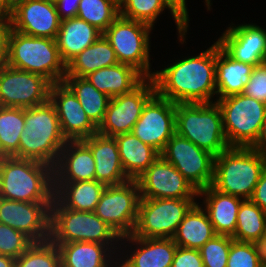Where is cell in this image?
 I'll list each match as a JSON object with an SVG mask.
<instances>
[{
    "instance_id": "7dc6e473",
    "label": "cell",
    "mask_w": 266,
    "mask_h": 267,
    "mask_svg": "<svg viewBox=\"0 0 266 267\" xmlns=\"http://www.w3.org/2000/svg\"><path fill=\"white\" fill-rule=\"evenodd\" d=\"M259 264L262 267H266V235L258 237L257 239L250 242Z\"/></svg>"
},
{
    "instance_id": "7402d4cb",
    "label": "cell",
    "mask_w": 266,
    "mask_h": 267,
    "mask_svg": "<svg viewBox=\"0 0 266 267\" xmlns=\"http://www.w3.org/2000/svg\"><path fill=\"white\" fill-rule=\"evenodd\" d=\"M54 182L95 180V160L82 140H68L53 168Z\"/></svg>"
},
{
    "instance_id": "6da1fadb",
    "label": "cell",
    "mask_w": 266,
    "mask_h": 267,
    "mask_svg": "<svg viewBox=\"0 0 266 267\" xmlns=\"http://www.w3.org/2000/svg\"><path fill=\"white\" fill-rule=\"evenodd\" d=\"M216 42L197 56H187L154 71L156 93L179 103H212L216 96Z\"/></svg>"
},
{
    "instance_id": "8992f818",
    "label": "cell",
    "mask_w": 266,
    "mask_h": 267,
    "mask_svg": "<svg viewBox=\"0 0 266 267\" xmlns=\"http://www.w3.org/2000/svg\"><path fill=\"white\" fill-rule=\"evenodd\" d=\"M7 65L42 75L52 84L63 82L66 75V64L55 39L34 37L13 29L9 36Z\"/></svg>"
},
{
    "instance_id": "5b68a950",
    "label": "cell",
    "mask_w": 266,
    "mask_h": 267,
    "mask_svg": "<svg viewBox=\"0 0 266 267\" xmlns=\"http://www.w3.org/2000/svg\"><path fill=\"white\" fill-rule=\"evenodd\" d=\"M49 239L53 243L83 241L104 244L114 249L116 255L120 251L121 238L94 212L65 208L55 197L50 207Z\"/></svg>"
},
{
    "instance_id": "e575fe53",
    "label": "cell",
    "mask_w": 266,
    "mask_h": 267,
    "mask_svg": "<svg viewBox=\"0 0 266 267\" xmlns=\"http://www.w3.org/2000/svg\"><path fill=\"white\" fill-rule=\"evenodd\" d=\"M25 124V108L0 106V157H13Z\"/></svg>"
},
{
    "instance_id": "60d3db41",
    "label": "cell",
    "mask_w": 266,
    "mask_h": 267,
    "mask_svg": "<svg viewBox=\"0 0 266 267\" xmlns=\"http://www.w3.org/2000/svg\"><path fill=\"white\" fill-rule=\"evenodd\" d=\"M227 267H262L250 242L232 240Z\"/></svg>"
},
{
    "instance_id": "cb8c5ba5",
    "label": "cell",
    "mask_w": 266,
    "mask_h": 267,
    "mask_svg": "<svg viewBox=\"0 0 266 267\" xmlns=\"http://www.w3.org/2000/svg\"><path fill=\"white\" fill-rule=\"evenodd\" d=\"M200 197V198H199ZM216 235L233 236L237 225V214L243 198L221 193L211 185L198 191Z\"/></svg>"
},
{
    "instance_id": "d6986e66",
    "label": "cell",
    "mask_w": 266,
    "mask_h": 267,
    "mask_svg": "<svg viewBox=\"0 0 266 267\" xmlns=\"http://www.w3.org/2000/svg\"><path fill=\"white\" fill-rule=\"evenodd\" d=\"M221 35L217 42L234 60L254 67L266 62V29L254 23H231Z\"/></svg>"
},
{
    "instance_id": "f6af8a7d",
    "label": "cell",
    "mask_w": 266,
    "mask_h": 267,
    "mask_svg": "<svg viewBox=\"0 0 266 267\" xmlns=\"http://www.w3.org/2000/svg\"><path fill=\"white\" fill-rule=\"evenodd\" d=\"M81 0H54L60 20L77 17Z\"/></svg>"
},
{
    "instance_id": "4dcf8cb0",
    "label": "cell",
    "mask_w": 266,
    "mask_h": 267,
    "mask_svg": "<svg viewBox=\"0 0 266 267\" xmlns=\"http://www.w3.org/2000/svg\"><path fill=\"white\" fill-rule=\"evenodd\" d=\"M125 174L136 180L159 156L160 153L143 143L132 133L114 137Z\"/></svg>"
},
{
    "instance_id": "c3c4849f",
    "label": "cell",
    "mask_w": 266,
    "mask_h": 267,
    "mask_svg": "<svg viewBox=\"0 0 266 267\" xmlns=\"http://www.w3.org/2000/svg\"><path fill=\"white\" fill-rule=\"evenodd\" d=\"M253 149L266 156V116L263 121L260 135L256 143L252 146Z\"/></svg>"
},
{
    "instance_id": "52a82bcc",
    "label": "cell",
    "mask_w": 266,
    "mask_h": 267,
    "mask_svg": "<svg viewBox=\"0 0 266 267\" xmlns=\"http://www.w3.org/2000/svg\"><path fill=\"white\" fill-rule=\"evenodd\" d=\"M176 133L215 157L229 148L216 102L176 104Z\"/></svg>"
},
{
    "instance_id": "ac0fdd59",
    "label": "cell",
    "mask_w": 266,
    "mask_h": 267,
    "mask_svg": "<svg viewBox=\"0 0 266 267\" xmlns=\"http://www.w3.org/2000/svg\"><path fill=\"white\" fill-rule=\"evenodd\" d=\"M122 245L125 247L121 248ZM119 247L117 267H171L177 249L172 238H142L132 234L122 237Z\"/></svg>"
},
{
    "instance_id": "d6a6232c",
    "label": "cell",
    "mask_w": 266,
    "mask_h": 267,
    "mask_svg": "<svg viewBox=\"0 0 266 267\" xmlns=\"http://www.w3.org/2000/svg\"><path fill=\"white\" fill-rule=\"evenodd\" d=\"M119 63L110 42L102 35L66 65L65 76L86 77L98 69Z\"/></svg>"
},
{
    "instance_id": "ffe728a7",
    "label": "cell",
    "mask_w": 266,
    "mask_h": 267,
    "mask_svg": "<svg viewBox=\"0 0 266 267\" xmlns=\"http://www.w3.org/2000/svg\"><path fill=\"white\" fill-rule=\"evenodd\" d=\"M11 28L26 35L55 39L60 22L54 0H27L10 15Z\"/></svg>"
},
{
    "instance_id": "f546056e",
    "label": "cell",
    "mask_w": 266,
    "mask_h": 267,
    "mask_svg": "<svg viewBox=\"0 0 266 267\" xmlns=\"http://www.w3.org/2000/svg\"><path fill=\"white\" fill-rule=\"evenodd\" d=\"M105 187L97 180L54 182V197L65 208L94 212Z\"/></svg>"
},
{
    "instance_id": "83f0119b",
    "label": "cell",
    "mask_w": 266,
    "mask_h": 267,
    "mask_svg": "<svg viewBox=\"0 0 266 267\" xmlns=\"http://www.w3.org/2000/svg\"><path fill=\"white\" fill-rule=\"evenodd\" d=\"M254 66L234 60L216 41V99L243 93Z\"/></svg>"
},
{
    "instance_id": "d4e9b609",
    "label": "cell",
    "mask_w": 266,
    "mask_h": 267,
    "mask_svg": "<svg viewBox=\"0 0 266 267\" xmlns=\"http://www.w3.org/2000/svg\"><path fill=\"white\" fill-rule=\"evenodd\" d=\"M166 9L170 11L169 13L175 20L179 42L181 44L186 43L189 20L168 0H119V15L145 23L152 28H154L157 18Z\"/></svg>"
},
{
    "instance_id": "681fc988",
    "label": "cell",
    "mask_w": 266,
    "mask_h": 267,
    "mask_svg": "<svg viewBox=\"0 0 266 267\" xmlns=\"http://www.w3.org/2000/svg\"><path fill=\"white\" fill-rule=\"evenodd\" d=\"M169 2H171L176 8L177 10L186 18L190 21L189 19V12H188V8L186 5V0H168ZM205 5L207 6L206 8L210 11L211 10V0H205Z\"/></svg>"
},
{
    "instance_id": "ba28073f",
    "label": "cell",
    "mask_w": 266,
    "mask_h": 267,
    "mask_svg": "<svg viewBox=\"0 0 266 267\" xmlns=\"http://www.w3.org/2000/svg\"><path fill=\"white\" fill-rule=\"evenodd\" d=\"M229 147H252L261 132L266 104L243 93L215 99Z\"/></svg>"
},
{
    "instance_id": "8fae6325",
    "label": "cell",
    "mask_w": 266,
    "mask_h": 267,
    "mask_svg": "<svg viewBox=\"0 0 266 267\" xmlns=\"http://www.w3.org/2000/svg\"><path fill=\"white\" fill-rule=\"evenodd\" d=\"M136 180L118 185H107L101 194L94 213L122 238L133 233L140 202Z\"/></svg>"
},
{
    "instance_id": "44dd1931",
    "label": "cell",
    "mask_w": 266,
    "mask_h": 267,
    "mask_svg": "<svg viewBox=\"0 0 266 267\" xmlns=\"http://www.w3.org/2000/svg\"><path fill=\"white\" fill-rule=\"evenodd\" d=\"M49 100L56 108L61 131L67 140H82L98 132V127L63 82L51 85Z\"/></svg>"
},
{
    "instance_id": "7a4b0ae2",
    "label": "cell",
    "mask_w": 266,
    "mask_h": 267,
    "mask_svg": "<svg viewBox=\"0 0 266 267\" xmlns=\"http://www.w3.org/2000/svg\"><path fill=\"white\" fill-rule=\"evenodd\" d=\"M24 130L20 135L16 158L35 160L54 168L60 151L68 141L60 127L53 103L25 108Z\"/></svg>"
},
{
    "instance_id": "484cf974",
    "label": "cell",
    "mask_w": 266,
    "mask_h": 267,
    "mask_svg": "<svg viewBox=\"0 0 266 267\" xmlns=\"http://www.w3.org/2000/svg\"><path fill=\"white\" fill-rule=\"evenodd\" d=\"M54 244L59 249L61 267H117L118 256L108 245L83 241Z\"/></svg>"
},
{
    "instance_id": "f907efd6",
    "label": "cell",
    "mask_w": 266,
    "mask_h": 267,
    "mask_svg": "<svg viewBox=\"0 0 266 267\" xmlns=\"http://www.w3.org/2000/svg\"><path fill=\"white\" fill-rule=\"evenodd\" d=\"M16 259L0 254V267H15Z\"/></svg>"
},
{
    "instance_id": "8d00e7d4",
    "label": "cell",
    "mask_w": 266,
    "mask_h": 267,
    "mask_svg": "<svg viewBox=\"0 0 266 267\" xmlns=\"http://www.w3.org/2000/svg\"><path fill=\"white\" fill-rule=\"evenodd\" d=\"M119 16V0H81L77 17L94 26L102 34Z\"/></svg>"
},
{
    "instance_id": "603a6c76",
    "label": "cell",
    "mask_w": 266,
    "mask_h": 267,
    "mask_svg": "<svg viewBox=\"0 0 266 267\" xmlns=\"http://www.w3.org/2000/svg\"><path fill=\"white\" fill-rule=\"evenodd\" d=\"M82 141L91 149L95 160V180L107 185H118L130 178L125 174L114 137L98 132Z\"/></svg>"
},
{
    "instance_id": "30bf717a",
    "label": "cell",
    "mask_w": 266,
    "mask_h": 267,
    "mask_svg": "<svg viewBox=\"0 0 266 267\" xmlns=\"http://www.w3.org/2000/svg\"><path fill=\"white\" fill-rule=\"evenodd\" d=\"M197 199L140 198L137 222L132 233L142 238H172Z\"/></svg>"
},
{
    "instance_id": "d590c367",
    "label": "cell",
    "mask_w": 266,
    "mask_h": 267,
    "mask_svg": "<svg viewBox=\"0 0 266 267\" xmlns=\"http://www.w3.org/2000/svg\"><path fill=\"white\" fill-rule=\"evenodd\" d=\"M266 235V212L250 199H244L237 214L234 240L251 242Z\"/></svg>"
},
{
    "instance_id": "f35d334b",
    "label": "cell",
    "mask_w": 266,
    "mask_h": 267,
    "mask_svg": "<svg viewBox=\"0 0 266 267\" xmlns=\"http://www.w3.org/2000/svg\"><path fill=\"white\" fill-rule=\"evenodd\" d=\"M233 238L226 235H215L200 249L204 267H227V259Z\"/></svg>"
},
{
    "instance_id": "74e56055",
    "label": "cell",
    "mask_w": 266,
    "mask_h": 267,
    "mask_svg": "<svg viewBox=\"0 0 266 267\" xmlns=\"http://www.w3.org/2000/svg\"><path fill=\"white\" fill-rule=\"evenodd\" d=\"M15 267H61L59 249L50 239L33 242L16 259Z\"/></svg>"
},
{
    "instance_id": "7bdbcfd3",
    "label": "cell",
    "mask_w": 266,
    "mask_h": 267,
    "mask_svg": "<svg viewBox=\"0 0 266 267\" xmlns=\"http://www.w3.org/2000/svg\"><path fill=\"white\" fill-rule=\"evenodd\" d=\"M171 267H204L198 249L177 246Z\"/></svg>"
},
{
    "instance_id": "816d5d0a",
    "label": "cell",
    "mask_w": 266,
    "mask_h": 267,
    "mask_svg": "<svg viewBox=\"0 0 266 267\" xmlns=\"http://www.w3.org/2000/svg\"><path fill=\"white\" fill-rule=\"evenodd\" d=\"M27 0H2L5 7L12 12L18 5L22 4Z\"/></svg>"
},
{
    "instance_id": "277c9868",
    "label": "cell",
    "mask_w": 266,
    "mask_h": 267,
    "mask_svg": "<svg viewBox=\"0 0 266 267\" xmlns=\"http://www.w3.org/2000/svg\"><path fill=\"white\" fill-rule=\"evenodd\" d=\"M266 166V156L252 147H229L215 157L211 186L221 193L250 199Z\"/></svg>"
},
{
    "instance_id": "b9f144b4",
    "label": "cell",
    "mask_w": 266,
    "mask_h": 267,
    "mask_svg": "<svg viewBox=\"0 0 266 267\" xmlns=\"http://www.w3.org/2000/svg\"><path fill=\"white\" fill-rule=\"evenodd\" d=\"M243 94L266 104V62L253 68Z\"/></svg>"
},
{
    "instance_id": "7c38bea8",
    "label": "cell",
    "mask_w": 266,
    "mask_h": 267,
    "mask_svg": "<svg viewBox=\"0 0 266 267\" xmlns=\"http://www.w3.org/2000/svg\"><path fill=\"white\" fill-rule=\"evenodd\" d=\"M199 191L213 182L215 156L175 133L160 154Z\"/></svg>"
},
{
    "instance_id": "f5cc1de1",
    "label": "cell",
    "mask_w": 266,
    "mask_h": 267,
    "mask_svg": "<svg viewBox=\"0 0 266 267\" xmlns=\"http://www.w3.org/2000/svg\"><path fill=\"white\" fill-rule=\"evenodd\" d=\"M11 12L5 7L2 0H0V18L10 19Z\"/></svg>"
},
{
    "instance_id": "ee69618b",
    "label": "cell",
    "mask_w": 266,
    "mask_h": 267,
    "mask_svg": "<svg viewBox=\"0 0 266 267\" xmlns=\"http://www.w3.org/2000/svg\"><path fill=\"white\" fill-rule=\"evenodd\" d=\"M11 30L10 19L0 18V69L8 64L9 36Z\"/></svg>"
},
{
    "instance_id": "bcb514c9",
    "label": "cell",
    "mask_w": 266,
    "mask_h": 267,
    "mask_svg": "<svg viewBox=\"0 0 266 267\" xmlns=\"http://www.w3.org/2000/svg\"><path fill=\"white\" fill-rule=\"evenodd\" d=\"M250 200L266 212V166L264 167L261 177L254 188Z\"/></svg>"
},
{
    "instance_id": "3957f363",
    "label": "cell",
    "mask_w": 266,
    "mask_h": 267,
    "mask_svg": "<svg viewBox=\"0 0 266 267\" xmlns=\"http://www.w3.org/2000/svg\"><path fill=\"white\" fill-rule=\"evenodd\" d=\"M0 197L22 202H53V167L30 159L0 157Z\"/></svg>"
},
{
    "instance_id": "1f68e13d",
    "label": "cell",
    "mask_w": 266,
    "mask_h": 267,
    "mask_svg": "<svg viewBox=\"0 0 266 267\" xmlns=\"http://www.w3.org/2000/svg\"><path fill=\"white\" fill-rule=\"evenodd\" d=\"M215 235L206 211L197 202L180 222L172 239L177 246L199 250Z\"/></svg>"
},
{
    "instance_id": "9c48e42d",
    "label": "cell",
    "mask_w": 266,
    "mask_h": 267,
    "mask_svg": "<svg viewBox=\"0 0 266 267\" xmlns=\"http://www.w3.org/2000/svg\"><path fill=\"white\" fill-rule=\"evenodd\" d=\"M151 30L153 28L145 23L119 15L103 36L110 42L119 63L132 66L145 78H152Z\"/></svg>"
},
{
    "instance_id": "5bb4252c",
    "label": "cell",
    "mask_w": 266,
    "mask_h": 267,
    "mask_svg": "<svg viewBox=\"0 0 266 267\" xmlns=\"http://www.w3.org/2000/svg\"><path fill=\"white\" fill-rule=\"evenodd\" d=\"M52 83L36 73L10 66L0 69V106L29 108L47 102Z\"/></svg>"
},
{
    "instance_id": "e0dca14e",
    "label": "cell",
    "mask_w": 266,
    "mask_h": 267,
    "mask_svg": "<svg viewBox=\"0 0 266 267\" xmlns=\"http://www.w3.org/2000/svg\"><path fill=\"white\" fill-rule=\"evenodd\" d=\"M52 202H22L0 197V223L22 232L32 242L50 237Z\"/></svg>"
},
{
    "instance_id": "4316f807",
    "label": "cell",
    "mask_w": 266,
    "mask_h": 267,
    "mask_svg": "<svg viewBox=\"0 0 266 267\" xmlns=\"http://www.w3.org/2000/svg\"><path fill=\"white\" fill-rule=\"evenodd\" d=\"M102 35L98 29L78 17L61 20L55 40L62 61L67 65Z\"/></svg>"
},
{
    "instance_id": "836d02e7",
    "label": "cell",
    "mask_w": 266,
    "mask_h": 267,
    "mask_svg": "<svg viewBox=\"0 0 266 267\" xmlns=\"http://www.w3.org/2000/svg\"><path fill=\"white\" fill-rule=\"evenodd\" d=\"M63 83L77 97L90 120L99 127L104 120L110 97L97 90L85 77L65 76Z\"/></svg>"
},
{
    "instance_id": "ab89813d",
    "label": "cell",
    "mask_w": 266,
    "mask_h": 267,
    "mask_svg": "<svg viewBox=\"0 0 266 267\" xmlns=\"http://www.w3.org/2000/svg\"><path fill=\"white\" fill-rule=\"evenodd\" d=\"M33 242L22 232L0 223V254L17 259Z\"/></svg>"
},
{
    "instance_id": "2e32d148",
    "label": "cell",
    "mask_w": 266,
    "mask_h": 267,
    "mask_svg": "<svg viewBox=\"0 0 266 267\" xmlns=\"http://www.w3.org/2000/svg\"><path fill=\"white\" fill-rule=\"evenodd\" d=\"M141 198L196 199L198 191L161 155L136 179Z\"/></svg>"
},
{
    "instance_id": "f1b7e54d",
    "label": "cell",
    "mask_w": 266,
    "mask_h": 267,
    "mask_svg": "<svg viewBox=\"0 0 266 267\" xmlns=\"http://www.w3.org/2000/svg\"><path fill=\"white\" fill-rule=\"evenodd\" d=\"M85 78L110 98L132 91L145 79L135 68L121 63L98 69Z\"/></svg>"
},
{
    "instance_id": "9a60e30c",
    "label": "cell",
    "mask_w": 266,
    "mask_h": 267,
    "mask_svg": "<svg viewBox=\"0 0 266 267\" xmlns=\"http://www.w3.org/2000/svg\"><path fill=\"white\" fill-rule=\"evenodd\" d=\"M176 103L155 93L144 105L131 133L160 154L176 133Z\"/></svg>"
},
{
    "instance_id": "4fadbf2b",
    "label": "cell",
    "mask_w": 266,
    "mask_h": 267,
    "mask_svg": "<svg viewBox=\"0 0 266 267\" xmlns=\"http://www.w3.org/2000/svg\"><path fill=\"white\" fill-rule=\"evenodd\" d=\"M155 93L153 79L145 78L132 91L110 98L104 120L98 127V133L109 137L131 133L141 116L144 105Z\"/></svg>"
}]
</instances>
